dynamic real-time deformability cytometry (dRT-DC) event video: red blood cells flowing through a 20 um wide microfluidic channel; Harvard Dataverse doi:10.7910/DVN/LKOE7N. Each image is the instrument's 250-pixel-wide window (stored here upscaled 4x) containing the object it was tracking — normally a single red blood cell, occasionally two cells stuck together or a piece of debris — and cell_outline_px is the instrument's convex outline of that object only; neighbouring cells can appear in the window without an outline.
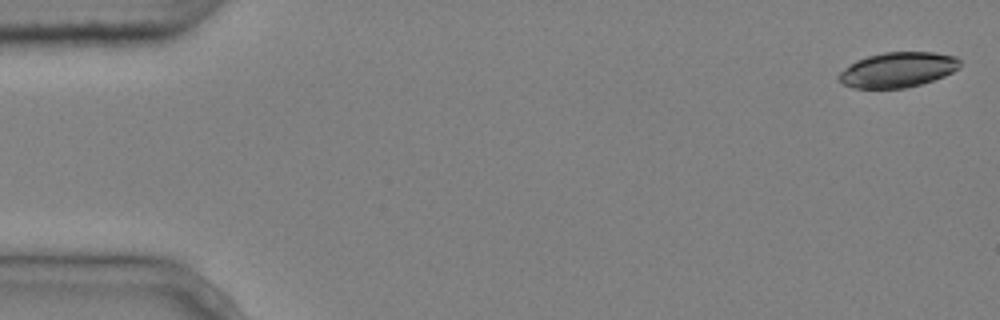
{"species": "common noctule bat (a hibernating species)", "species_latin": "Nyctalus noctula", "temperature_condition": "cold", "stored_images_in_passage": 5, "camera_frame_rate_fps": 3000, "um_per_image_px": 0.085, "animal": {"sex": "male", "body_mass_g": 20.4}, "frame": {"image": 1, "passage_image": 1, "time_ms": 0.0, "image_size_px": [1000, 320], "cell_outline_px": [[960, 68], [944, 76], [920, 84], [904, 88], [852, 88], [844, 84], [836, 76], [844, 68], [856, 60], [868, 56], [884, 52], [932, 52], [956, 56], [960, 60]], "centroid_in_image_um": [76.31, 5.92], "position_along_channel_um": 8.7, "area_um2": 24.74}}
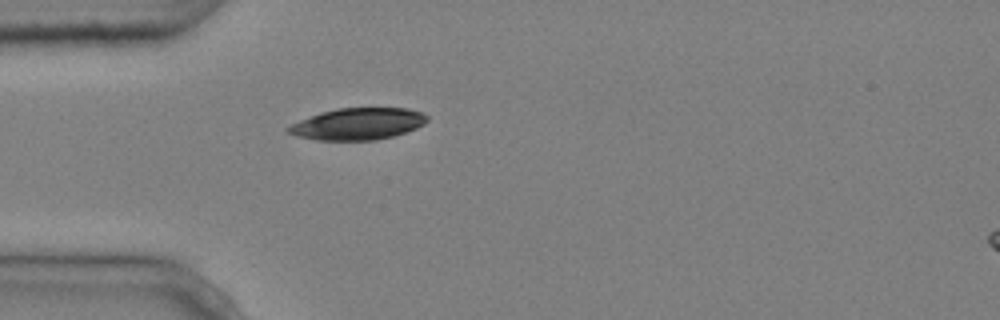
{"frame": {"image": 2, "passage_image": 5, "time_ms": 1.333, "image_size_px": [1000, 320], "cell_outline_px": [[428, 120], [424, 124], [416, 128], [392, 136], [376, 140], [316, 140], [296, 136], [288, 132], [284, 128], [300, 120], [320, 112], [336, 108], [408, 108], [424, 112], [428, 116]], "centroid_in_image_um": [30.42, 10.52], "position_along_channel_um": 54.6, "area_um2": 25.78}}